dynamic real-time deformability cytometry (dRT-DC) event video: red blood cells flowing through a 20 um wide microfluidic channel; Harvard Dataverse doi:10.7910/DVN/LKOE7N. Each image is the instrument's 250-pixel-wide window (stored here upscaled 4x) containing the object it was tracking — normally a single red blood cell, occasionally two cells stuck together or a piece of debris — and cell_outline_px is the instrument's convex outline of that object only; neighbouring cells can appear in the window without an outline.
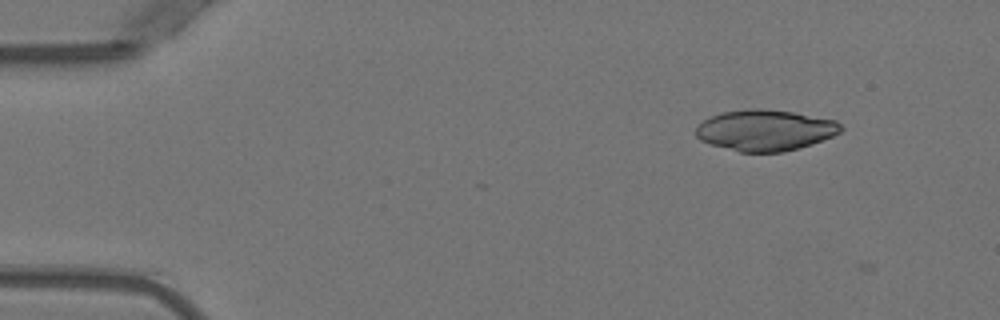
{"species": "Egyptian fruit bat (a non-hibernating species)", "species_latin": "Rousettus aegyptiacus", "temperature_condition": "warm", "stored_images_in_passage": 8, "camera_frame_rate_fps": 3000, "um_per_image_px": 0.085, "animal": {"sex": "female"}, "frame": {"image": 1, "passage_image": 6, "time_ms": 1.667, "image_size_px": [1000, 320], "cell_outline_px": [[844, 128], [840, 132], [832, 136], [800, 148], [784, 152], [740, 152], [712, 144], [700, 140], [696, 136], [696, 128], [704, 120], [720, 112], [748, 108], [764, 108], [792, 112], [836, 120]], "centroid_in_image_um": [65.05, 11.06], "position_along_channel_um": 20.0, "area_um2": 34.62}}